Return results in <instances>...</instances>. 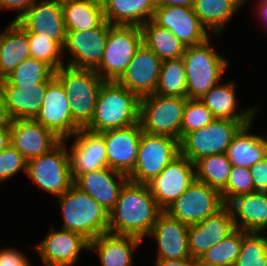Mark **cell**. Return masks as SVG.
Here are the masks:
<instances>
[{"label":"cell","mask_w":267,"mask_h":266,"mask_svg":"<svg viewBox=\"0 0 267 266\" xmlns=\"http://www.w3.org/2000/svg\"><path fill=\"white\" fill-rule=\"evenodd\" d=\"M162 212L147 184L128 180L109 212L108 233L132 235L143 240Z\"/></svg>","instance_id":"cell-1"},{"label":"cell","mask_w":267,"mask_h":266,"mask_svg":"<svg viewBox=\"0 0 267 266\" xmlns=\"http://www.w3.org/2000/svg\"><path fill=\"white\" fill-rule=\"evenodd\" d=\"M140 98L117 81H104L98 92L95 112L85 128L94 133L139 123Z\"/></svg>","instance_id":"cell-2"},{"label":"cell","mask_w":267,"mask_h":266,"mask_svg":"<svg viewBox=\"0 0 267 266\" xmlns=\"http://www.w3.org/2000/svg\"><path fill=\"white\" fill-rule=\"evenodd\" d=\"M64 230L79 233L89 241L108 232L109 212L74 183L60 197Z\"/></svg>","instance_id":"cell-3"},{"label":"cell","mask_w":267,"mask_h":266,"mask_svg":"<svg viewBox=\"0 0 267 266\" xmlns=\"http://www.w3.org/2000/svg\"><path fill=\"white\" fill-rule=\"evenodd\" d=\"M54 77L62 84L69 98L73 121L85 129L93 118L96 100L104 80L94 69L62 66Z\"/></svg>","instance_id":"cell-4"},{"label":"cell","mask_w":267,"mask_h":266,"mask_svg":"<svg viewBox=\"0 0 267 266\" xmlns=\"http://www.w3.org/2000/svg\"><path fill=\"white\" fill-rule=\"evenodd\" d=\"M207 38L204 42L186 47L183 62L187 78V98L201 99L213 86L220 83L228 66Z\"/></svg>","instance_id":"cell-5"},{"label":"cell","mask_w":267,"mask_h":266,"mask_svg":"<svg viewBox=\"0 0 267 266\" xmlns=\"http://www.w3.org/2000/svg\"><path fill=\"white\" fill-rule=\"evenodd\" d=\"M187 99L156 93L141 98L139 123L142 130L180 141L182 117Z\"/></svg>","instance_id":"cell-6"},{"label":"cell","mask_w":267,"mask_h":266,"mask_svg":"<svg viewBox=\"0 0 267 266\" xmlns=\"http://www.w3.org/2000/svg\"><path fill=\"white\" fill-rule=\"evenodd\" d=\"M253 121L214 119L201 129L186 134L180 141V154L191 162L214 155L224 154L239 129Z\"/></svg>","instance_id":"cell-7"},{"label":"cell","mask_w":267,"mask_h":266,"mask_svg":"<svg viewBox=\"0 0 267 266\" xmlns=\"http://www.w3.org/2000/svg\"><path fill=\"white\" fill-rule=\"evenodd\" d=\"M65 141H60L48 153L27 161L26 174L39 188L60 197L74 183L70 157Z\"/></svg>","instance_id":"cell-8"},{"label":"cell","mask_w":267,"mask_h":266,"mask_svg":"<svg viewBox=\"0 0 267 266\" xmlns=\"http://www.w3.org/2000/svg\"><path fill=\"white\" fill-rule=\"evenodd\" d=\"M142 44L139 26L112 25L105 51L95 72L104 81H117Z\"/></svg>","instance_id":"cell-9"},{"label":"cell","mask_w":267,"mask_h":266,"mask_svg":"<svg viewBox=\"0 0 267 266\" xmlns=\"http://www.w3.org/2000/svg\"><path fill=\"white\" fill-rule=\"evenodd\" d=\"M180 154L179 140L142 132L137 159L128 180L147 184Z\"/></svg>","instance_id":"cell-10"},{"label":"cell","mask_w":267,"mask_h":266,"mask_svg":"<svg viewBox=\"0 0 267 266\" xmlns=\"http://www.w3.org/2000/svg\"><path fill=\"white\" fill-rule=\"evenodd\" d=\"M224 205L218 190L194 180L188 189L164 212L190 226L215 214Z\"/></svg>","instance_id":"cell-11"},{"label":"cell","mask_w":267,"mask_h":266,"mask_svg":"<svg viewBox=\"0 0 267 266\" xmlns=\"http://www.w3.org/2000/svg\"><path fill=\"white\" fill-rule=\"evenodd\" d=\"M33 119L65 142L81 129L73 121L69 98L62 84L55 77L47 84L42 106Z\"/></svg>","instance_id":"cell-12"},{"label":"cell","mask_w":267,"mask_h":266,"mask_svg":"<svg viewBox=\"0 0 267 266\" xmlns=\"http://www.w3.org/2000/svg\"><path fill=\"white\" fill-rule=\"evenodd\" d=\"M194 180V163L179 154L147 185L159 208L165 211L188 189Z\"/></svg>","instance_id":"cell-13"},{"label":"cell","mask_w":267,"mask_h":266,"mask_svg":"<svg viewBox=\"0 0 267 266\" xmlns=\"http://www.w3.org/2000/svg\"><path fill=\"white\" fill-rule=\"evenodd\" d=\"M111 26L105 20L95 29L67 31L63 52L67 49L72 57L66 66L95 70L101 63Z\"/></svg>","instance_id":"cell-14"},{"label":"cell","mask_w":267,"mask_h":266,"mask_svg":"<svg viewBox=\"0 0 267 266\" xmlns=\"http://www.w3.org/2000/svg\"><path fill=\"white\" fill-rule=\"evenodd\" d=\"M15 22L27 34L50 37L63 48L67 30L61 0H35Z\"/></svg>","instance_id":"cell-15"},{"label":"cell","mask_w":267,"mask_h":266,"mask_svg":"<svg viewBox=\"0 0 267 266\" xmlns=\"http://www.w3.org/2000/svg\"><path fill=\"white\" fill-rule=\"evenodd\" d=\"M89 247L90 241L83 235L64 229L57 231L53 227L39 244L33 246L44 266H73L80 251L89 250Z\"/></svg>","instance_id":"cell-16"},{"label":"cell","mask_w":267,"mask_h":266,"mask_svg":"<svg viewBox=\"0 0 267 266\" xmlns=\"http://www.w3.org/2000/svg\"><path fill=\"white\" fill-rule=\"evenodd\" d=\"M161 63L162 60L142 43L117 82L140 99L152 95L157 87Z\"/></svg>","instance_id":"cell-17"},{"label":"cell","mask_w":267,"mask_h":266,"mask_svg":"<svg viewBox=\"0 0 267 266\" xmlns=\"http://www.w3.org/2000/svg\"><path fill=\"white\" fill-rule=\"evenodd\" d=\"M143 130L140 123L100 133L106 148L107 167L129 175L135 165Z\"/></svg>","instance_id":"cell-18"},{"label":"cell","mask_w":267,"mask_h":266,"mask_svg":"<svg viewBox=\"0 0 267 266\" xmlns=\"http://www.w3.org/2000/svg\"><path fill=\"white\" fill-rule=\"evenodd\" d=\"M152 20L161 27L173 32L186 47L204 42L209 38L192 7H156Z\"/></svg>","instance_id":"cell-19"},{"label":"cell","mask_w":267,"mask_h":266,"mask_svg":"<svg viewBox=\"0 0 267 266\" xmlns=\"http://www.w3.org/2000/svg\"><path fill=\"white\" fill-rule=\"evenodd\" d=\"M235 229L231 210L226 204L200 223L190 225L188 243L191 258H201L212 246Z\"/></svg>","instance_id":"cell-20"},{"label":"cell","mask_w":267,"mask_h":266,"mask_svg":"<svg viewBox=\"0 0 267 266\" xmlns=\"http://www.w3.org/2000/svg\"><path fill=\"white\" fill-rule=\"evenodd\" d=\"M10 134L11 144L27 161L48 153L61 141L34 119H14Z\"/></svg>","instance_id":"cell-21"},{"label":"cell","mask_w":267,"mask_h":266,"mask_svg":"<svg viewBox=\"0 0 267 266\" xmlns=\"http://www.w3.org/2000/svg\"><path fill=\"white\" fill-rule=\"evenodd\" d=\"M74 136V143L68 148L73 181L82 173L107 167L106 148L100 133L80 129Z\"/></svg>","instance_id":"cell-22"},{"label":"cell","mask_w":267,"mask_h":266,"mask_svg":"<svg viewBox=\"0 0 267 266\" xmlns=\"http://www.w3.org/2000/svg\"><path fill=\"white\" fill-rule=\"evenodd\" d=\"M189 226L162 212L149 236L157 242V260L191 258L188 243Z\"/></svg>","instance_id":"cell-23"},{"label":"cell","mask_w":267,"mask_h":266,"mask_svg":"<svg viewBox=\"0 0 267 266\" xmlns=\"http://www.w3.org/2000/svg\"><path fill=\"white\" fill-rule=\"evenodd\" d=\"M127 181V175L104 167L80 174L74 180V184L110 212L116 205L120 191Z\"/></svg>","instance_id":"cell-24"},{"label":"cell","mask_w":267,"mask_h":266,"mask_svg":"<svg viewBox=\"0 0 267 266\" xmlns=\"http://www.w3.org/2000/svg\"><path fill=\"white\" fill-rule=\"evenodd\" d=\"M48 83L11 84L6 78L0 80V92L11 118L33 119L42 106Z\"/></svg>","instance_id":"cell-25"},{"label":"cell","mask_w":267,"mask_h":266,"mask_svg":"<svg viewBox=\"0 0 267 266\" xmlns=\"http://www.w3.org/2000/svg\"><path fill=\"white\" fill-rule=\"evenodd\" d=\"M235 227L245 232L265 233L267 229V192L254 191L234 197L226 204Z\"/></svg>","instance_id":"cell-26"},{"label":"cell","mask_w":267,"mask_h":266,"mask_svg":"<svg viewBox=\"0 0 267 266\" xmlns=\"http://www.w3.org/2000/svg\"><path fill=\"white\" fill-rule=\"evenodd\" d=\"M142 239L132 235L104 233L90 241L89 251H96L102 266H132L133 251Z\"/></svg>","instance_id":"cell-27"},{"label":"cell","mask_w":267,"mask_h":266,"mask_svg":"<svg viewBox=\"0 0 267 266\" xmlns=\"http://www.w3.org/2000/svg\"><path fill=\"white\" fill-rule=\"evenodd\" d=\"M30 57L27 32L12 21L0 33V80L9 76L19 64Z\"/></svg>","instance_id":"cell-28"},{"label":"cell","mask_w":267,"mask_h":266,"mask_svg":"<svg viewBox=\"0 0 267 266\" xmlns=\"http://www.w3.org/2000/svg\"><path fill=\"white\" fill-rule=\"evenodd\" d=\"M251 125L252 122L243 125L226 150L232 166L250 168L267 156V134L259 136L249 133Z\"/></svg>","instance_id":"cell-29"},{"label":"cell","mask_w":267,"mask_h":266,"mask_svg":"<svg viewBox=\"0 0 267 266\" xmlns=\"http://www.w3.org/2000/svg\"><path fill=\"white\" fill-rule=\"evenodd\" d=\"M236 99L235 82H229L226 84L218 83L213 86L200 101L212 112L215 118L233 121H253L259 107L254 106L236 112Z\"/></svg>","instance_id":"cell-30"},{"label":"cell","mask_w":267,"mask_h":266,"mask_svg":"<svg viewBox=\"0 0 267 266\" xmlns=\"http://www.w3.org/2000/svg\"><path fill=\"white\" fill-rule=\"evenodd\" d=\"M105 20L111 25L141 26L153 18L154 0H101Z\"/></svg>","instance_id":"cell-31"},{"label":"cell","mask_w":267,"mask_h":266,"mask_svg":"<svg viewBox=\"0 0 267 266\" xmlns=\"http://www.w3.org/2000/svg\"><path fill=\"white\" fill-rule=\"evenodd\" d=\"M67 31H87L99 27L104 21L101 0H61Z\"/></svg>","instance_id":"cell-32"},{"label":"cell","mask_w":267,"mask_h":266,"mask_svg":"<svg viewBox=\"0 0 267 266\" xmlns=\"http://www.w3.org/2000/svg\"><path fill=\"white\" fill-rule=\"evenodd\" d=\"M245 2L247 0H194L192 8L202 25L219 37L226 23Z\"/></svg>","instance_id":"cell-33"},{"label":"cell","mask_w":267,"mask_h":266,"mask_svg":"<svg viewBox=\"0 0 267 266\" xmlns=\"http://www.w3.org/2000/svg\"><path fill=\"white\" fill-rule=\"evenodd\" d=\"M142 43L151 49L162 61L182 58L186 46L173 32L156 24L152 19L141 26Z\"/></svg>","instance_id":"cell-34"},{"label":"cell","mask_w":267,"mask_h":266,"mask_svg":"<svg viewBox=\"0 0 267 266\" xmlns=\"http://www.w3.org/2000/svg\"><path fill=\"white\" fill-rule=\"evenodd\" d=\"M194 166L195 180L221 192L226 186L232 164L224 153L203 157Z\"/></svg>","instance_id":"cell-35"},{"label":"cell","mask_w":267,"mask_h":266,"mask_svg":"<svg viewBox=\"0 0 267 266\" xmlns=\"http://www.w3.org/2000/svg\"><path fill=\"white\" fill-rule=\"evenodd\" d=\"M155 93L187 98V78L182 58L162 61Z\"/></svg>","instance_id":"cell-36"},{"label":"cell","mask_w":267,"mask_h":266,"mask_svg":"<svg viewBox=\"0 0 267 266\" xmlns=\"http://www.w3.org/2000/svg\"><path fill=\"white\" fill-rule=\"evenodd\" d=\"M242 230V243L234 266H267V236ZM262 235V236H261Z\"/></svg>","instance_id":"cell-37"},{"label":"cell","mask_w":267,"mask_h":266,"mask_svg":"<svg viewBox=\"0 0 267 266\" xmlns=\"http://www.w3.org/2000/svg\"><path fill=\"white\" fill-rule=\"evenodd\" d=\"M55 70L44 61L27 58L19 64L6 79L11 84H38L50 82Z\"/></svg>","instance_id":"cell-38"},{"label":"cell","mask_w":267,"mask_h":266,"mask_svg":"<svg viewBox=\"0 0 267 266\" xmlns=\"http://www.w3.org/2000/svg\"><path fill=\"white\" fill-rule=\"evenodd\" d=\"M242 243V230L236 228L231 234L212 246L202 257L206 262L219 266H234Z\"/></svg>","instance_id":"cell-39"},{"label":"cell","mask_w":267,"mask_h":266,"mask_svg":"<svg viewBox=\"0 0 267 266\" xmlns=\"http://www.w3.org/2000/svg\"><path fill=\"white\" fill-rule=\"evenodd\" d=\"M31 58L44 61L55 71L65 64L63 61V48L50 37L40 36L38 34H27ZM62 58V59H61Z\"/></svg>","instance_id":"cell-40"},{"label":"cell","mask_w":267,"mask_h":266,"mask_svg":"<svg viewBox=\"0 0 267 266\" xmlns=\"http://www.w3.org/2000/svg\"><path fill=\"white\" fill-rule=\"evenodd\" d=\"M216 119L212 112L199 100L187 99L181 124V139L188 133L201 129Z\"/></svg>","instance_id":"cell-41"},{"label":"cell","mask_w":267,"mask_h":266,"mask_svg":"<svg viewBox=\"0 0 267 266\" xmlns=\"http://www.w3.org/2000/svg\"><path fill=\"white\" fill-rule=\"evenodd\" d=\"M254 192L253 176L246 167L232 166L225 188L220 192L224 204L238 195Z\"/></svg>","instance_id":"cell-42"},{"label":"cell","mask_w":267,"mask_h":266,"mask_svg":"<svg viewBox=\"0 0 267 266\" xmlns=\"http://www.w3.org/2000/svg\"><path fill=\"white\" fill-rule=\"evenodd\" d=\"M27 160L10 144L0 151V183L11 179L19 171L26 172Z\"/></svg>","instance_id":"cell-43"},{"label":"cell","mask_w":267,"mask_h":266,"mask_svg":"<svg viewBox=\"0 0 267 266\" xmlns=\"http://www.w3.org/2000/svg\"><path fill=\"white\" fill-rule=\"evenodd\" d=\"M249 169L253 176L254 191L267 192V156Z\"/></svg>","instance_id":"cell-44"},{"label":"cell","mask_w":267,"mask_h":266,"mask_svg":"<svg viewBox=\"0 0 267 266\" xmlns=\"http://www.w3.org/2000/svg\"><path fill=\"white\" fill-rule=\"evenodd\" d=\"M25 254L13 248L0 250V266H30Z\"/></svg>","instance_id":"cell-45"},{"label":"cell","mask_w":267,"mask_h":266,"mask_svg":"<svg viewBox=\"0 0 267 266\" xmlns=\"http://www.w3.org/2000/svg\"><path fill=\"white\" fill-rule=\"evenodd\" d=\"M35 0H0V9H12L21 11L13 20L16 21L34 2Z\"/></svg>","instance_id":"cell-46"},{"label":"cell","mask_w":267,"mask_h":266,"mask_svg":"<svg viewBox=\"0 0 267 266\" xmlns=\"http://www.w3.org/2000/svg\"><path fill=\"white\" fill-rule=\"evenodd\" d=\"M12 121L13 119L0 92V128H10Z\"/></svg>","instance_id":"cell-47"},{"label":"cell","mask_w":267,"mask_h":266,"mask_svg":"<svg viewBox=\"0 0 267 266\" xmlns=\"http://www.w3.org/2000/svg\"><path fill=\"white\" fill-rule=\"evenodd\" d=\"M155 266H194L193 258L156 260Z\"/></svg>","instance_id":"cell-48"},{"label":"cell","mask_w":267,"mask_h":266,"mask_svg":"<svg viewBox=\"0 0 267 266\" xmlns=\"http://www.w3.org/2000/svg\"><path fill=\"white\" fill-rule=\"evenodd\" d=\"M156 7L160 6H186L192 7L194 0H154Z\"/></svg>","instance_id":"cell-49"},{"label":"cell","mask_w":267,"mask_h":266,"mask_svg":"<svg viewBox=\"0 0 267 266\" xmlns=\"http://www.w3.org/2000/svg\"><path fill=\"white\" fill-rule=\"evenodd\" d=\"M11 144L10 128H0V151Z\"/></svg>","instance_id":"cell-50"},{"label":"cell","mask_w":267,"mask_h":266,"mask_svg":"<svg viewBox=\"0 0 267 266\" xmlns=\"http://www.w3.org/2000/svg\"><path fill=\"white\" fill-rule=\"evenodd\" d=\"M258 15L259 17H261L260 21L263 22V24L266 26L267 28V0H259L258 3Z\"/></svg>","instance_id":"cell-51"},{"label":"cell","mask_w":267,"mask_h":266,"mask_svg":"<svg viewBox=\"0 0 267 266\" xmlns=\"http://www.w3.org/2000/svg\"><path fill=\"white\" fill-rule=\"evenodd\" d=\"M194 266H219V265H214L212 263L206 262L201 258H194Z\"/></svg>","instance_id":"cell-52"}]
</instances>
